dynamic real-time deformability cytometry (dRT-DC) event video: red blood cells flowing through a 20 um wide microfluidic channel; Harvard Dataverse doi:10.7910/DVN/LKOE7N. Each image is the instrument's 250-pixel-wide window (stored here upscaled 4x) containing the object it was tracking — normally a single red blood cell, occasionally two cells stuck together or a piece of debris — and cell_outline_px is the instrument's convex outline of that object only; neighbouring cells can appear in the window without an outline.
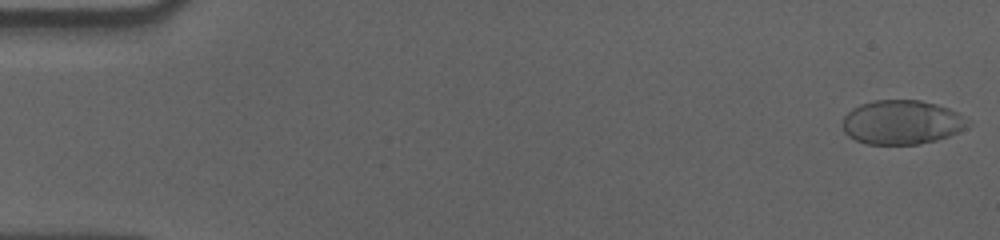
{"species": "human", "species_latin": "Homo sapiens", "temperature_condition": "cold", "stored_images_in_passage": 57, "camera_frame_rate_fps": 3000, "um_per_image_px": 0.085, "donor": {"sex": "male"}, "frame": {"image": 1, "passage_image": 1, "time_ms": 0.0, "image_size_px": [1000, 240], "cell_outline_px": [[972, 124], [948, 136], [936, 140], [920, 144], [868, 144], [856, 140], [848, 136], [844, 132], [844, 116], [852, 108], [860, 104], [876, 100], [920, 100], [936, 104], [948, 108], [956, 112]], "centroid_in_image_um": [76.64, 10.39], "position_along_channel_um": 8.4, "area_um2": 32.02}}
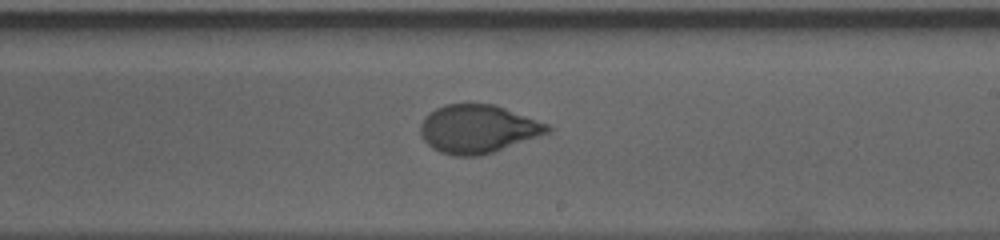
{"frame": {"image": 2, "passage_image": 34, "time_ms": 11.0, "image_size_px": [1000, 240], "cell_outline_px": [[552, 132], [496, 152], [480, 156], [456, 156], [440, 152], [432, 148], [420, 136], [420, 124], [424, 116], [428, 112], [444, 104], [496, 104], [552, 124]], "centroid_in_image_um": [40.68, 10.96], "position_along_channel_um": 248.3, "area_um2": 36.65}}
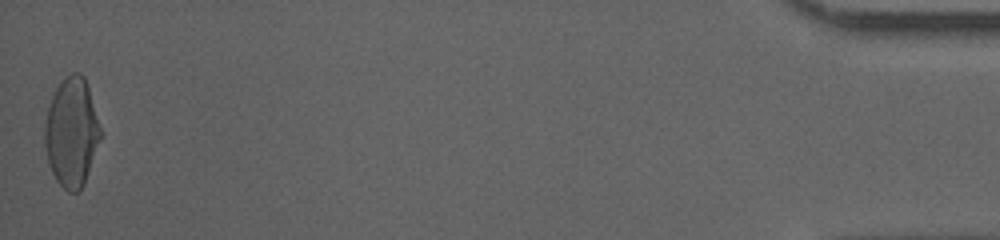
{"frame": {"image": 3, "passage_image": 57, "time_ms": 18.667, "image_size_px": [1000, 240], "cell_outline_px": [[100, 140], [84, 184], [76, 192], [68, 192], [56, 180], [52, 172], [48, 160], [44, 144], [44, 120], [52, 96], [60, 80], [72, 72], [80, 72], [84, 76], [88, 88], [100, 128]], "centroid_in_image_um": [6.06, 11.23], "position_along_channel_um": 429.1, "area_um2": 35.14}, "authors_computed_cell_mechanics": {"area_um2": 34.969, "velocity_mm_per_s": 3.5592, "shape_relaxation_time_tau1_ms": 5.1422, "shape_relaxation_time_tau2_ms": null, "deformation_change_tau1": 0.1725, "deformation_change_tau2": null}}